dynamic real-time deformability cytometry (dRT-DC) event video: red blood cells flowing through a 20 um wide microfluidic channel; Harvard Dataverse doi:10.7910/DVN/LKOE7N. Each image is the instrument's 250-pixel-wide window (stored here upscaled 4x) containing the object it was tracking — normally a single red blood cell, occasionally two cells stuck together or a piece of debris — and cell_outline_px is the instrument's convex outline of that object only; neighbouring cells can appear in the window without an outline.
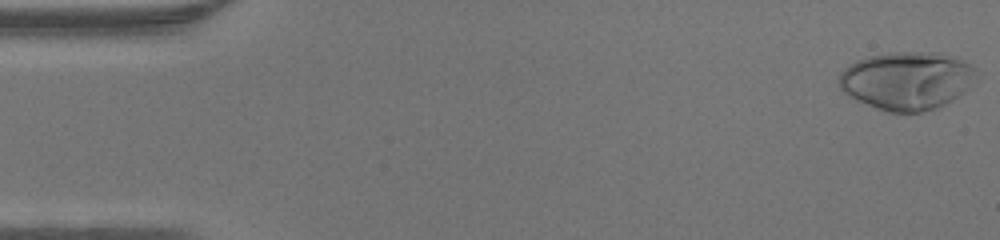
{"species": "human", "species_latin": "Homo sapiens", "temperature_condition": "warm", "stored_images_in_passage": 46, "camera_frame_rate_fps": 3000, "um_per_image_px": 0.085, "donor": {"sex": "male"}, "frame": {"image": 1, "passage_image": 1, "time_ms": 0.0, "image_size_px": [1000, 240], "cell_outline_px": [[976, 68], [968, 88], [964, 92], [952, 100], [936, 108], [920, 112], [888, 112], [856, 100], [848, 96], [840, 88], [840, 72], [848, 64], [856, 60], [868, 56], [888, 52], [940, 52], [952, 56]], "centroid_in_image_um": [77.04, 6.84], "position_along_channel_um": 8.0, "area_um2": 46.24}}
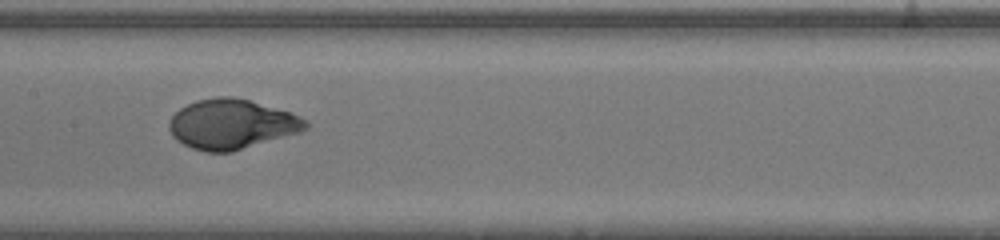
{"frame": {"image": 2, "passage_image": 23, "time_ms": 7.333, "image_size_px": [1000, 240], "cell_outline_px": [[308, 128], [300, 132], [232, 152], [208, 152], [192, 148], [176, 140], [172, 136], [168, 128], [168, 124], [172, 116], [180, 108], [196, 100], [216, 96], [232, 96], [248, 100], [288, 112], [300, 116], [308, 124]], "centroid_in_image_um": [19.65, 10.56], "position_along_channel_um": 187.7, "area_um2": 39.42}}
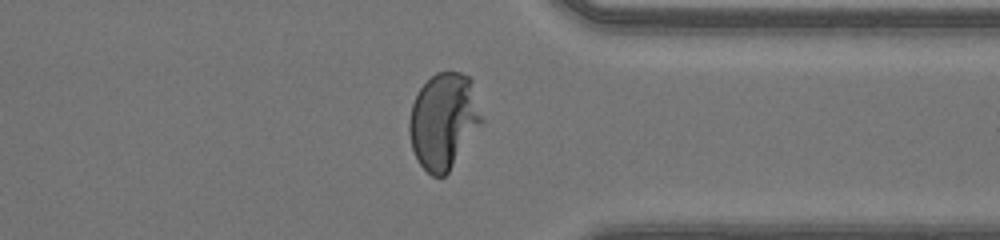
{"frame": {"image": 3, "passage_image": 36, "time_ms": 11.667, "image_size_px": [1000, 240], "cell_outline_px": [[484, 120], [448, 172], [444, 176], [432, 176], [420, 164], [412, 148], [408, 132], [408, 120], [412, 104], [420, 88], [436, 72], [460, 72], [468, 76], [472, 80]], "centroid_in_image_um": [37.71, 10.26], "position_along_channel_um": 373.7, "area_um2": 40.34}}